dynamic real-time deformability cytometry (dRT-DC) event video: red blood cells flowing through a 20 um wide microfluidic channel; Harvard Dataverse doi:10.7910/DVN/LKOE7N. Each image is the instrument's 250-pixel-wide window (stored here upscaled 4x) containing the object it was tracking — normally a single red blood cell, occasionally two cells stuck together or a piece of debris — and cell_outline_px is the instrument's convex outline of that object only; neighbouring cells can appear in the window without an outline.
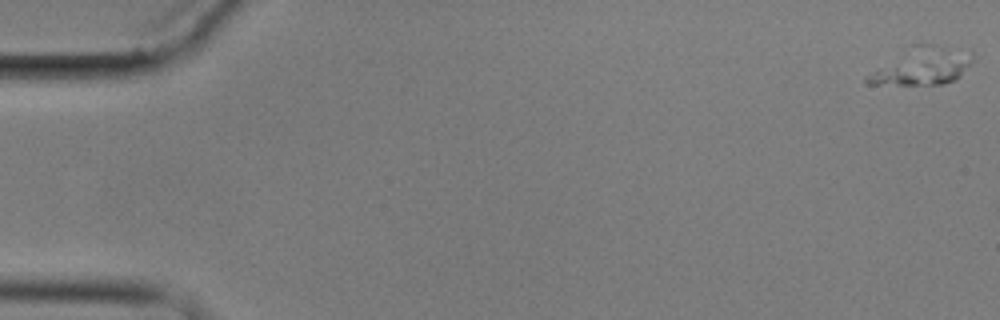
{"species": "common noctule bat (a hibernating species)", "species_latin": "Nyctalus noctula", "temperature_condition": "cold", "stored_images_in_passage": 3, "camera_frame_rate_fps": 3000, "um_per_image_px": 0.085, "animal": {"sex": "male", "body_mass_g": 17.9}, "frame": {"image": 1, "passage_image": 1, "time_ms": 0.0, "image_size_px": [1000, 320], "cell_outline_px": [[972, 60], [960, 76], [956, 80], [944, 84], [868, 84], [864, 80], [864, 76], [876, 72], [972, 52]], "centroid_in_image_um": [78.52, 6.13], "position_along_channel_um": 6.5, "area_um2": 14.33}}